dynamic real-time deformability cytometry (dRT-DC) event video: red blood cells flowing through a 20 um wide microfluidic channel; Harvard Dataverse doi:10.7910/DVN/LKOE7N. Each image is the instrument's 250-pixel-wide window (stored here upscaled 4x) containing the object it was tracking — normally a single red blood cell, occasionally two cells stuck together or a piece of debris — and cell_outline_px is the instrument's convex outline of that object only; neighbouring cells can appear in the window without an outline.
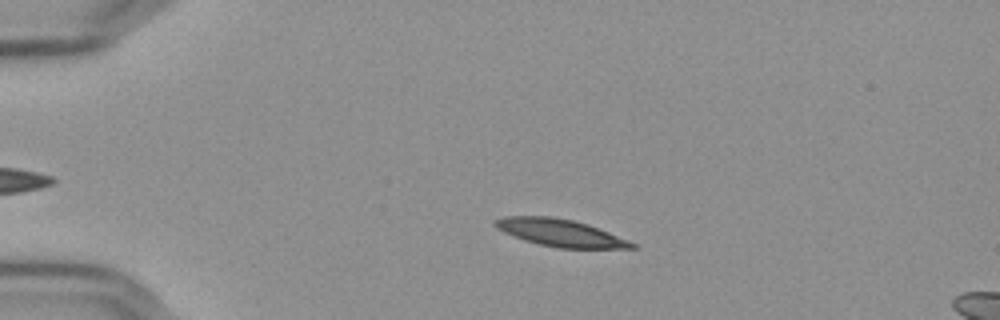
{"species": "Egyptian fruit bat (a non-hibernating species)", "species_latin": "Rousettus aegyptiacus", "temperature_condition": "cold", "stored_images_in_passage": 48, "camera_frame_rate_fps": 3000, "um_per_image_px": 0.085, "frame": {"image": 1, "passage_image": 11, "time_ms": 3.333, "image_size_px": [1000, 320], "cell_outline_px": [[640, 248], [556, 248], [524, 240], [504, 232], [496, 228], [492, 224], [492, 220], [504, 216], [552, 216], [572, 220], [588, 224], [628, 240], [636, 244]], "centroid_in_image_um": [47.59, 19.78], "position_along_channel_um": 37.4, "area_um2": 21.73}}
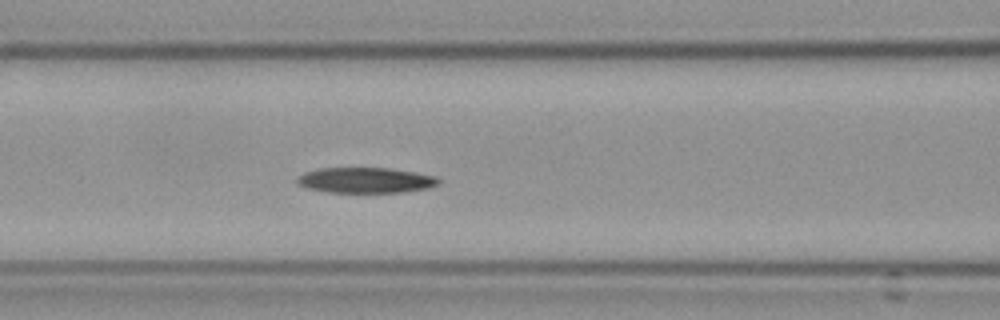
{"frame": {"image": 2, "passage_image": 23, "time_ms": 7.333, "image_size_px": [1000, 320], "cell_outline_px": [[440, 184], [428, 188], [404, 192], [328, 192], [308, 188], [296, 184], [296, 176], [304, 172], [320, 168], [388, 168], [436, 176], [440, 180]], "centroid_in_image_um": [31.05, 15.32], "position_along_channel_um": 135.6, "area_um2": 21.04}}
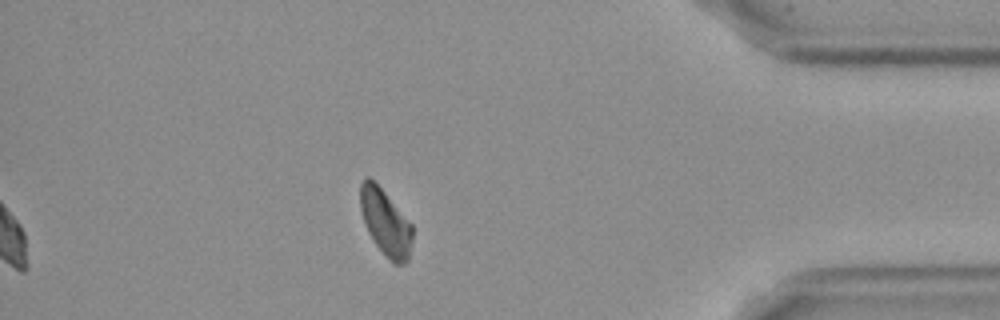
{"frame": {"image": 3, "passage_image": 48, "time_ms": 15.667, "image_size_px": [1000, 320], "cell_outline_px": [[412, 240], [408, 260], [404, 264], [392, 264], [388, 260], [376, 244], [368, 232], [364, 224], [360, 208], [360, 184], [364, 176], [368, 176], [384, 192], [412, 224]], "centroid_in_image_um": [32.75, 18.93], "position_along_channel_um": 402.4, "area_um2": 20.06}, "authors_computed_cell_mechanics": {"area_um2": 21.5883, "velocity_mm_per_s": 3.6185, "shape_relaxation_time_tau1_ms": 10.2926, "shape_relaxation_time_tau2_ms": null, "deformation_change_tau1": 0.2226, "deformation_change_tau2": null}}